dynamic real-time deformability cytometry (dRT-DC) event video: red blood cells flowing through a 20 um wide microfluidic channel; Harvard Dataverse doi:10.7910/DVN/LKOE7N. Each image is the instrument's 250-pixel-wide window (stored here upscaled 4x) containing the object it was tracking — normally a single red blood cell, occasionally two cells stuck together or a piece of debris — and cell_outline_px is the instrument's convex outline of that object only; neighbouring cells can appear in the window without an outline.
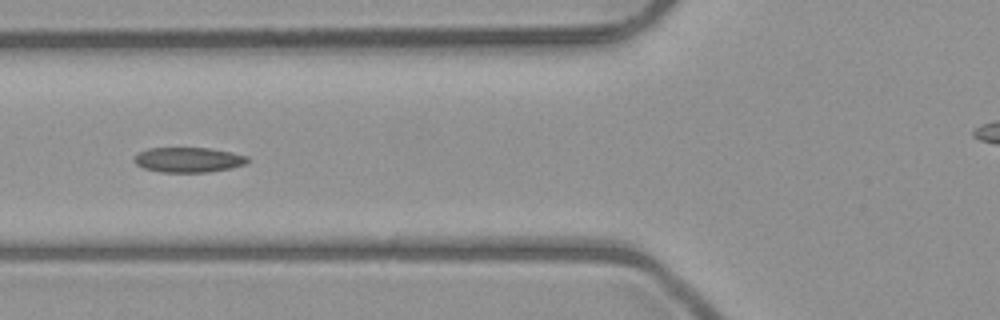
{"species": "common noctule bat (a hibernating species)", "species_latin": "Nyctalus noctula", "temperature_condition": "room temperature", "stored_images_in_passage": 6, "camera_frame_rate_fps": 3000, "um_per_image_px": 0.085, "animal": {"sex": "male", "body_mass_g": 23.1, "forearm_length_mm": 52.7}, "frame": {"image": 1, "passage_image": 5, "time_ms": 5.333, "image_size_px": [1000, 320], "cell_outline_px": [[248, 160], [244, 164], [232, 168], [208, 172], [160, 172], [144, 168], [136, 164], [132, 160], [132, 156], [148, 148], [208, 148], [232, 152], [248, 156]], "centroid_in_image_um": [15.98, 13.58], "position_along_channel_um": 109.8, "area_um2": 16.59}}
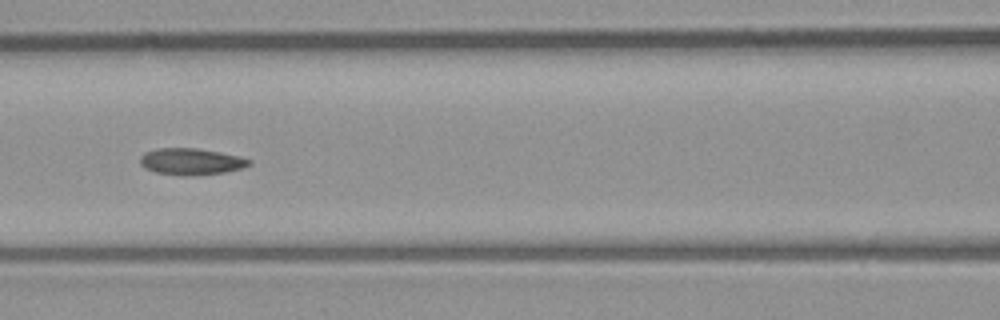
{"frame": {"image": 2, "passage_image": 6, "time_ms": 6.333, "image_size_px": [1000, 320], "cell_outline_px": [[252, 164], [240, 168], [224, 172], [184, 176], [180, 176], [156, 172], [144, 168], [140, 164], [140, 156], [144, 152], [156, 148], [196, 148], [220, 152], [240, 156], [252, 160]], "centroid_in_image_um": [16.21, 13.72], "position_along_channel_um": 150.4, "area_um2": 16.94}}